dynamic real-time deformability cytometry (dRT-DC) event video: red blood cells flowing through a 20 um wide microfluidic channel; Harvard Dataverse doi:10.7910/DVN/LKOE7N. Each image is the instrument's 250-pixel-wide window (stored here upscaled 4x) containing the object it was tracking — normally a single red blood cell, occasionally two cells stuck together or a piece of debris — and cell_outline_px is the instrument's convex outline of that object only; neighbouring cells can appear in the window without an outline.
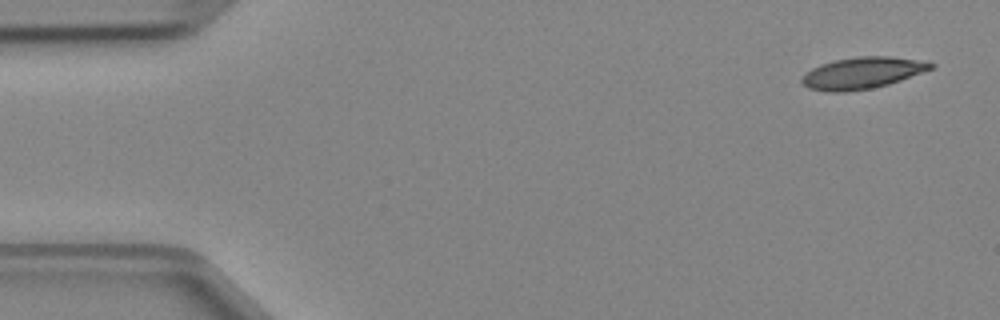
{"species": "Egyptian fruit bat (a non-hibernating species)", "species_latin": "Rousettus aegyptiacus", "temperature_condition": "cold", "stored_images_in_passage": 4, "camera_frame_rate_fps": 3000, "um_per_image_px": 0.085, "animal": {"sex": "female"}, "frame": {"image": 1, "passage_image": 1, "time_ms": 0.0, "image_size_px": [1000, 320], "cell_outline_px": [[936, 64], [932, 68], [900, 80], [888, 84], [872, 88], [844, 92], [828, 92], [808, 88], [800, 80], [812, 68], [820, 64], [832, 60], [856, 56], [892, 56], [928, 60]], "centroid_in_image_um": [73.32, 6.18], "position_along_channel_um": 11.7, "area_um2": 23.87}}
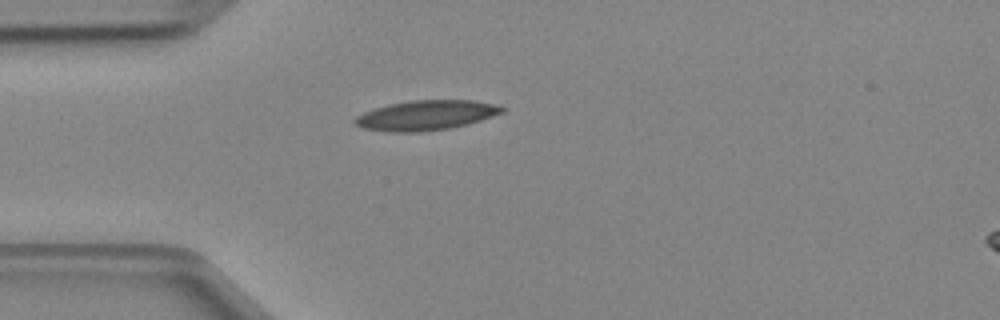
{"frame": {"image": 2, "passage_image": 4, "time_ms": 1.0, "image_size_px": [1000, 320], "cell_outline_px": [[508, 108], [504, 112], [480, 120], [452, 128], [420, 132], [388, 132], [364, 128], [356, 124], [352, 120], [356, 116], [364, 112], [388, 104], [412, 100], [476, 100]], "centroid_in_image_um": [36.22, 9.8], "position_along_channel_um": 48.8, "area_um2": 25.61}}